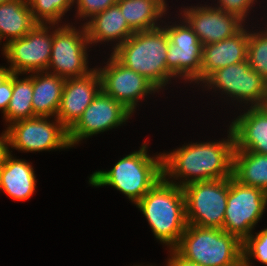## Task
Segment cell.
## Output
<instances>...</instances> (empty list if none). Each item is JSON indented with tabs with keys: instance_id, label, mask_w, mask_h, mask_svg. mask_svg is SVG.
Listing matches in <instances>:
<instances>
[{
	"instance_id": "obj_4",
	"label": "cell",
	"mask_w": 267,
	"mask_h": 266,
	"mask_svg": "<svg viewBox=\"0 0 267 266\" xmlns=\"http://www.w3.org/2000/svg\"><path fill=\"white\" fill-rule=\"evenodd\" d=\"M169 38L164 28L134 32L112 54L126 67L146 77L159 90L174 78L167 70Z\"/></svg>"
},
{
	"instance_id": "obj_29",
	"label": "cell",
	"mask_w": 267,
	"mask_h": 266,
	"mask_svg": "<svg viewBox=\"0 0 267 266\" xmlns=\"http://www.w3.org/2000/svg\"><path fill=\"white\" fill-rule=\"evenodd\" d=\"M78 19L87 20L117 3V0H74ZM88 17V18H87Z\"/></svg>"
},
{
	"instance_id": "obj_26",
	"label": "cell",
	"mask_w": 267,
	"mask_h": 266,
	"mask_svg": "<svg viewBox=\"0 0 267 266\" xmlns=\"http://www.w3.org/2000/svg\"><path fill=\"white\" fill-rule=\"evenodd\" d=\"M34 20L38 24H58L74 6V0H27Z\"/></svg>"
},
{
	"instance_id": "obj_12",
	"label": "cell",
	"mask_w": 267,
	"mask_h": 266,
	"mask_svg": "<svg viewBox=\"0 0 267 266\" xmlns=\"http://www.w3.org/2000/svg\"><path fill=\"white\" fill-rule=\"evenodd\" d=\"M36 116L7 126L10 147L22 152L69 149L68 130L54 117Z\"/></svg>"
},
{
	"instance_id": "obj_9",
	"label": "cell",
	"mask_w": 267,
	"mask_h": 266,
	"mask_svg": "<svg viewBox=\"0 0 267 266\" xmlns=\"http://www.w3.org/2000/svg\"><path fill=\"white\" fill-rule=\"evenodd\" d=\"M203 84L208 90L216 92L217 89L246 106H265L267 103V81L250 68L247 60L214 71Z\"/></svg>"
},
{
	"instance_id": "obj_11",
	"label": "cell",
	"mask_w": 267,
	"mask_h": 266,
	"mask_svg": "<svg viewBox=\"0 0 267 266\" xmlns=\"http://www.w3.org/2000/svg\"><path fill=\"white\" fill-rule=\"evenodd\" d=\"M179 24L165 23L162 27L169 38L167 48V70L174 78L200 84L203 44L188 23L182 19ZM167 24V25H166ZM188 80V81H187Z\"/></svg>"
},
{
	"instance_id": "obj_31",
	"label": "cell",
	"mask_w": 267,
	"mask_h": 266,
	"mask_svg": "<svg viewBox=\"0 0 267 266\" xmlns=\"http://www.w3.org/2000/svg\"><path fill=\"white\" fill-rule=\"evenodd\" d=\"M13 92V73L9 68L0 66V110L3 115L6 113L7 107Z\"/></svg>"
},
{
	"instance_id": "obj_32",
	"label": "cell",
	"mask_w": 267,
	"mask_h": 266,
	"mask_svg": "<svg viewBox=\"0 0 267 266\" xmlns=\"http://www.w3.org/2000/svg\"><path fill=\"white\" fill-rule=\"evenodd\" d=\"M166 266H201L195 262L183 258L175 249H170V257Z\"/></svg>"
},
{
	"instance_id": "obj_25",
	"label": "cell",
	"mask_w": 267,
	"mask_h": 266,
	"mask_svg": "<svg viewBox=\"0 0 267 266\" xmlns=\"http://www.w3.org/2000/svg\"><path fill=\"white\" fill-rule=\"evenodd\" d=\"M18 75V73H13L12 97L3 115L8 125L18 120L36 117L32 107L33 73L23 79H19Z\"/></svg>"
},
{
	"instance_id": "obj_16",
	"label": "cell",
	"mask_w": 267,
	"mask_h": 266,
	"mask_svg": "<svg viewBox=\"0 0 267 266\" xmlns=\"http://www.w3.org/2000/svg\"><path fill=\"white\" fill-rule=\"evenodd\" d=\"M101 91V78L96 68L82 77L65 79L56 118L69 131Z\"/></svg>"
},
{
	"instance_id": "obj_8",
	"label": "cell",
	"mask_w": 267,
	"mask_h": 266,
	"mask_svg": "<svg viewBox=\"0 0 267 266\" xmlns=\"http://www.w3.org/2000/svg\"><path fill=\"white\" fill-rule=\"evenodd\" d=\"M266 206L267 193L263 189L246 186L230 177L223 230L243 242L262 219Z\"/></svg>"
},
{
	"instance_id": "obj_21",
	"label": "cell",
	"mask_w": 267,
	"mask_h": 266,
	"mask_svg": "<svg viewBox=\"0 0 267 266\" xmlns=\"http://www.w3.org/2000/svg\"><path fill=\"white\" fill-rule=\"evenodd\" d=\"M64 82L65 78L46 71L33 73L32 107L35 116L56 117Z\"/></svg>"
},
{
	"instance_id": "obj_27",
	"label": "cell",
	"mask_w": 267,
	"mask_h": 266,
	"mask_svg": "<svg viewBox=\"0 0 267 266\" xmlns=\"http://www.w3.org/2000/svg\"><path fill=\"white\" fill-rule=\"evenodd\" d=\"M247 61L267 81V28L260 32L248 30Z\"/></svg>"
},
{
	"instance_id": "obj_13",
	"label": "cell",
	"mask_w": 267,
	"mask_h": 266,
	"mask_svg": "<svg viewBox=\"0 0 267 266\" xmlns=\"http://www.w3.org/2000/svg\"><path fill=\"white\" fill-rule=\"evenodd\" d=\"M101 78V90L132 113L140 100L160 90L146 77L123 65L112 53L103 68H96Z\"/></svg>"
},
{
	"instance_id": "obj_28",
	"label": "cell",
	"mask_w": 267,
	"mask_h": 266,
	"mask_svg": "<svg viewBox=\"0 0 267 266\" xmlns=\"http://www.w3.org/2000/svg\"><path fill=\"white\" fill-rule=\"evenodd\" d=\"M243 266H252L253 259L267 266V228L251 234L243 241ZM252 259V260H251Z\"/></svg>"
},
{
	"instance_id": "obj_3",
	"label": "cell",
	"mask_w": 267,
	"mask_h": 266,
	"mask_svg": "<svg viewBox=\"0 0 267 266\" xmlns=\"http://www.w3.org/2000/svg\"><path fill=\"white\" fill-rule=\"evenodd\" d=\"M146 141L140 150L121 158L108 171H95L89 178L94 187L111 186L123 193L136 204L142 197L163 178L162 154H147Z\"/></svg>"
},
{
	"instance_id": "obj_30",
	"label": "cell",
	"mask_w": 267,
	"mask_h": 266,
	"mask_svg": "<svg viewBox=\"0 0 267 266\" xmlns=\"http://www.w3.org/2000/svg\"><path fill=\"white\" fill-rule=\"evenodd\" d=\"M216 8L225 11L228 14L237 16L245 23V18L249 15L250 9L256 0H217Z\"/></svg>"
},
{
	"instance_id": "obj_22",
	"label": "cell",
	"mask_w": 267,
	"mask_h": 266,
	"mask_svg": "<svg viewBox=\"0 0 267 266\" xmlns=\"http://www.w3.org/2000/svg\"><path fill=\"white\" fill-rule=\"evenodd\" d=\"M116 4L134 32L161 27L158 22L168 12L165 0H117Z\"/></svg>"
},
{
	"instance_id": "obj_10",
	"label": "cell",
	"mask_w": 267,
	"mask_h": 266,
	"mask_svg": "<svg viewBox=\"0 0 267 266\" xmlns=\"http://www.w3.org/2000/svg\"><path fill=\"white\" fill-rule=\"evenodd\" d=\"M53 24H37L19 39L2 46L12 73L30 74L47 71L53 42ZM50 30H53L50 32Z\"/></svg>"
},
{
	"instance_id": "obj_17",
	"label": "cell",
	"mask_w": 267,
	"mask_h": 266,
	"mask_svg": "<svg viewBox=\"0 0 267 266\" xmlns=\"http://www.w3.org/2000/svg\"><path fill=\"white\" fill-rule=\"evenodd\" d=\"M230 124L234 150L267 155V106L246 107Z\"/></svg>"
},
{
	"instance_id": "obj_33",
	"label": "cell",
	"mask_w": 267,
	"mask_h": 266,
	"mask_svg": "<svg viewBox=\"0 0 267 266\" xmlns=\"http://www.w3.org/2000/svg\"><path fill=\"white\" fill-rule=\"evenodd\" d=\"M10 147V138L8 134V130L2 132L0 136V166L6 161L7 157L11 154L12 151L9 149Z\"/></svg>"
},
{
	"instance_id": "obj_20",
	"label": "cell",
	"mask_w": 267,
	"mask_h": 266,
	"mask_svg": "<svg viewBox=\"0 0 267 266\" xmlns=\"http://www.w3.org/2000/svg\"><path fill=\"white\" fill-rule=\"evenodd\" d=\"M31 164L10 154L0 166V190L15 201L31 198L37 183Z\"/></svg>"
},
{
	"instance_id": "obj_1",
	"label": "cell",
	"mask_w": 267,
	"mask_h": 266,
	"mask_svg": "<svg viewBox=\"0 0 267 266\" xmlns=\"http://www.w3.org/2000/svg\"><path fill=\"white\" fill-rule=\"evenodd\" d=\"M227 133L228 138L222 141L190 142L171 152H163V178L183 188L193 182L232 177L235 146L230 127Z\"/></svg>"
},
{
	"instance_id": "obj_23",
	"label": "cell",
	"mask_w": 267,
	"mask_h": 266,
	"mask_svg": "<svg viewBox=\"0 0 267 266\" xmlns=\"http://www.w3.org/2000/svg\"><path fill=\"white\" fill-rule=\"evenodd\" d=\"M38 23L34 20L27 0H10L0 4V43L19 39Z\"/></svg>"
},
{
	"instance_id": "obj_24",
	"label": "cell",
	"mask_w": 267,
	"mask_h": 266,
	"mask_svg": "<svg viewBox=\"0 0 267 266\" xmlns=\"http://www.w3.org/2000/svg\"><path fill=\"white\" fill-rule=\"evenodd\" d=\"M232 177L241 184L263 189L267 193V155L234 150Z\"/></svg>"
},
{
	"instance_id": "obj_6",
	"label": "cell",
	"mask_w": 267,
	"mask_h": 266,
	"mask_svg": "<svg viewBox=\"0 0 267 266\" xmlns=\"http://www.w3.org/2000/svg\"><path fill=\"white\" fill-rule=\"evenodd\" d=\"M229 178L199 181L183 187L187 224L223 229Z\"/></svg>"
},
{
	"instance_id": "obj_18",
	"label": "cell",
	"mask_w": 267,
	"mask_h": 266,
	"mask_svg": "<svg viewBox=\"0 0 267 266\" xmlns=\"http://www.w3.org/2000/svg\"><path fill=\"white\" fill-rule=\"evenodd\" d=\"M245 27L229 38L203 46L201 84L214 71L247 60L248 28Z\"/></svg>"
},
{
	"instance_id": "obj_7",
	"label": "cell",
	"mask_w": 267,
	"mask_h": 266,
	"mask_svg": "<svg viewBox=\"0 0 267 266\" xmlns=\"http://www.w3.org/2000/svg\"><path fill=\"white\" fill-rule=\"evenodd\" d=\"M54 26L51 58L46 72L62 78L82 77L93 68L88 67L87 48L90 46L84 24L77 29L70 23Z\"/></svg>"
},
{
	"instance_id": "obj_34",
	"label": "cell",
	"mask_w": 267,
	"mask_h": 266,
	"mask_svg": "<svg viewBox=\"0 0 267 266\" xmlns=\"http://www.w3.org/2000/svg\"><path fill=\"white\" fill-rule=\"evenodd\" d=\"M8 1H10V0H0V4H3V3L8 2Z\"/></svg>"
},
{
	"instance_id": "obj_15",
	"label": "cell",
	"mask_w": 267,
	"mask_h": 266,
	"mask_svg": "<svg viewBox=\"0 0 267 266\" xmlns=\"http://www.w3.org/2000/svg\"><path fill=\"white\" fill-rule=\"evenodd\" d=\"M180 16L193 29L203 46L229 38L245 25L237 16L206 4L185 7Z\"/></svg>"
},
{
	"instance_id": "obj_5",
	"label": "cell",
	"mask_w": 267,
	"mask_h": 266,
	"mask_svg": "<svg viewBox=\"0 0 267 266\" xmlns=\"http://www.w3.org/2000/svg\"><path fill=\"white\" fill-rule=\"evenodd\" d=\"M243 242L218 228L187 224L174 248L183 258L201 266H243Z\"/></svg>"
},
{
	"instance_id": "obj_2",
	"label": "cell",
	"mask_w": 267,
	"mask_h": 266,
	"mask_svg": "<svg viewBox=\"0 0 267 266\" xmlns=\"http://www.w3.org/2000/svg\"><path fill=\"white\" fill-rule=\"evenodd\" d=\"M135 205L155 238L174 249L187 226L183 188L161 178Z\"/></svg>"
},
{
	"instance_id": "obj_19",
	"label": "cell",
	"mask_w": 267,
	"mask_h": 266,
	"mask_svg": "<svg viewBox=\"0 0 267 266\" xmlns=\"http://www.w3.org/2000/svg\"><path fill=\"white\" fill-rule=\"evenodd\" d=\"M83 24L90 45L113 41L115 45L112 46V52L134 33L117 4L94 15Z\"/></svg>"
},
{
	"instance_id": "obj_14",
	"label": "cell",
	"mask_w": 267,
	"mask_h": 266,
	"mask_svg": "<svg viewBox=\"0 0 267 266\" xmlns=\"http://www.w3.org/2000/svg\"><path fill=\"white\" fill-rule=\"evenodd\" d=\"M133 113L121 102L105 94L102 90L85 109L80 119L68 131L71 147L83 139L123 125Z\"/></svg>"
}]
</instances>
